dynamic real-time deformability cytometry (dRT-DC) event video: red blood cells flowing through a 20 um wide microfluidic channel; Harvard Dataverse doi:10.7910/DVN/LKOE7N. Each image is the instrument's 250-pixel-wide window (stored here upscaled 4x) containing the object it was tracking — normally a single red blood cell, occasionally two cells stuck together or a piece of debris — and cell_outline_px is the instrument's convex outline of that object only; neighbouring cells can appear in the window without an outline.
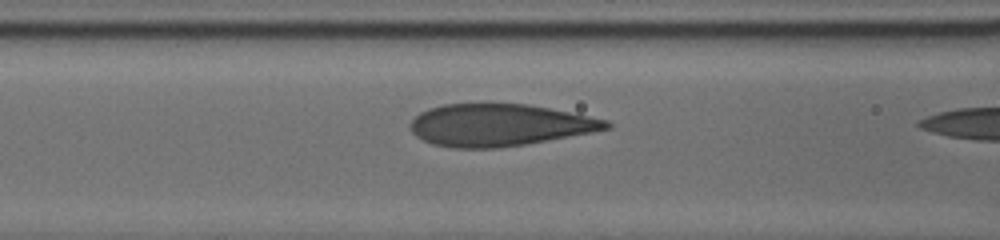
{"species": "human", "species_latin": "Homo sapiens", "temperature_condition": "cold", "stored_images_in_passage": 10, "camera_frame_rate_fps": 3000, "um_per_image_px": 0.085, "donor": {"sex": "male"}, "frame": {"image": 1, "passage_image": 6, "time_ms": 1.0, "image_size_px": [1000, 240], "cell_outline_px": [[612, 128], [524, 144], [496, 148], [452, 148], [432, 144], [416, 136], [412, 132], [412, 120], [420, 112], [428, 108], [444, 104], [528, 104], [608, 120], [612, 124]], "centroid_in_image_um": [42.42, 10.63], "position_along_channel_um": 124.2, "area_um2": 47.51}}